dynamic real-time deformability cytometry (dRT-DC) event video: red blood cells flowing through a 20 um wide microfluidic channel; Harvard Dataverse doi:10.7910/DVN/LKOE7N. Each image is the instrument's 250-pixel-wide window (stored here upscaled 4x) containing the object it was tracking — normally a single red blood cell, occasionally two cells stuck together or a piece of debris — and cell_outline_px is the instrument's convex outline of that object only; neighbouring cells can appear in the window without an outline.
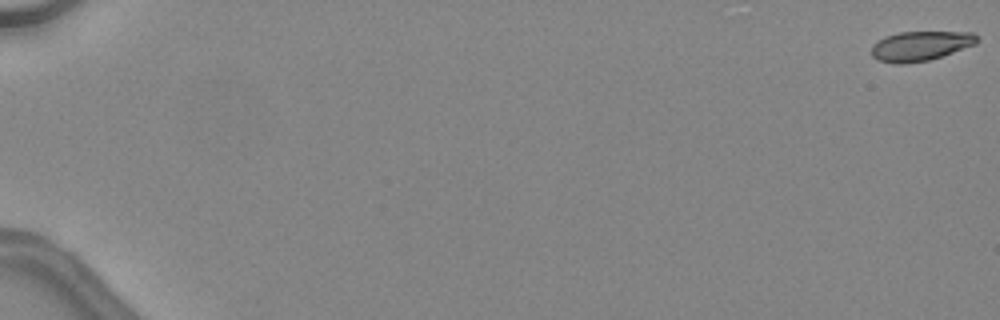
{"species": "common noctule bat (a hibernating species)", "species_latin": "Nyctalus noctula", "temperature_condition": "warm", "stored_images_in_passage": 18, "camera_frame_rate_fps": 3000, "um_per_image_px": 0.085, "animal": {"sex": "female", "body_mass_g": 24.6, "forearm_length_mm": 56.2}, "frame": {"image": 1, "passage_image": 1, "time_ms": 0.0, "image_size_px": [1000, 320], "cell_outline_px": [[980, 40], [976, 44], [928, 60], [904, 64], [896, 64], [876, 60], [872, 56], [872, 44], [884, 36], [900, 32], [972, 32]], "centroid_in_image_um": [78.2, 3.9], "position_along_channel_um": 6.8, "area_um2": 18.21}}
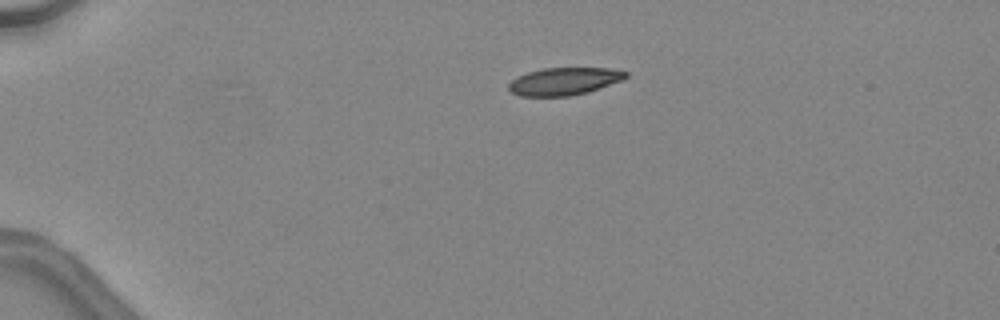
{"frame": {"image": 2, "passage_image": 13, "time_ms": 4.0, "image_size_px": [1000, 320], "cell_outline_px": [[628, 76], [624, 80], [588, 92], [568, 96], [520, 96], [512, 92], [508, 88], [508, 84], [516, 76], [528, 72], [544, 68], [608, 68], [628, 72]], "centroid_in_image_um": [47.96, 6.91], "position_along_channel_um": 37.0, "area_um2": 18.84}}